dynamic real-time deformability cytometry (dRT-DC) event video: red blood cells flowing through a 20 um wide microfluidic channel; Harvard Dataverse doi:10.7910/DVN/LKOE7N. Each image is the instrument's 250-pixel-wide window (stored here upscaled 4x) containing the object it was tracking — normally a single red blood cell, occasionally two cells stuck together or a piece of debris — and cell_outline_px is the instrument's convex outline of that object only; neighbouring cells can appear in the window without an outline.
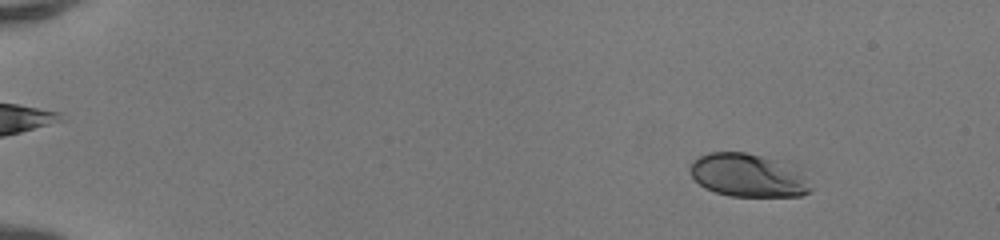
{"species": "human", "species_latin": "Homo sapiens", "temperature_condition": "room temperature", "stored_images_in_passage": 51, "camera_frame_rate_fps": 3000, "um_per_image_px": 0.085, "donor": {"sex": "female"}, "frame": {"image": 1, "passage_image": 7, "time_ms": 2.0, "image_size_px": [1000, 240], "cell_outline_px": [[812, 188], [808, 192], [800, 196], [728, 196], [704, 188], [692, 176], [688, 168], [692, 160], [708, 152], [744, 152], [788, 160], [800, 164], [804, 168]], "centroid_in_image_um": [63.71, 14.87], "position_along_channel_um": 21.3, "area_um2": 31.67}}
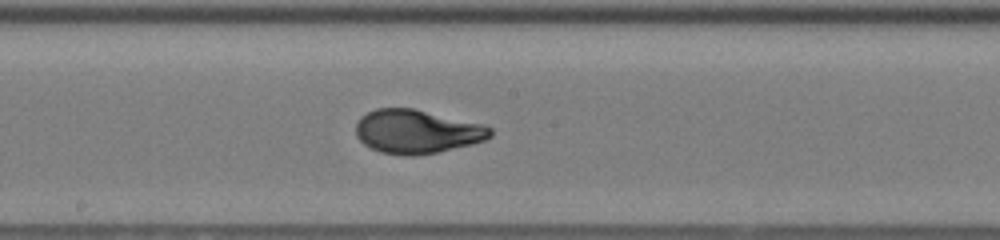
{"frame": {"image": 2, "passage_image": 30, "time_ms": 9.667, "image_size_px": [1000, 240], "cell_outline_px": [[492, 136], [484, 140], [472, 144], [436, 152], [412, 156], [404, 156], [380, 152], [364, 144], [356, 136], [356, 124], [360, 116], [376, 108], [412, 108], [484, 124], [492, 128]], "centroid_in_image_um": [35.43, 11.18], "position_along_channel_um": 212.8, "area_um2": 34.28}}
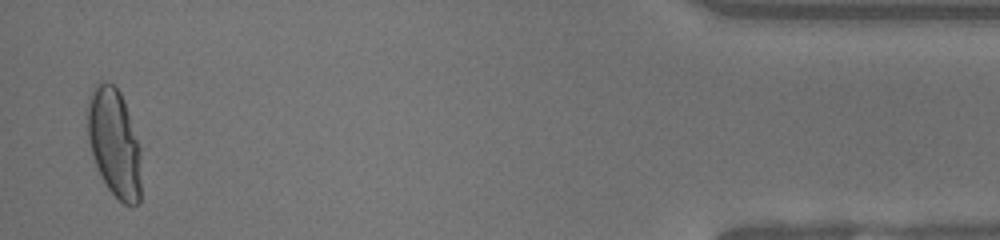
{"frame": {"image": 3, "passage_image": 50, "time_ms": 16.333, "image_size_px": [1000, 240], "cell_outline_px": [[140, 200], [136, 204], [124, 204], [108, 188], [100, 176], [88, 140], [88, 108], [92, 88], [100, 80], [104, 80], [112, 84], [120, 92], [124, 100], [140, 148]], "centroid_in_image_um": [9.71, 12.12], "position_along_channel_um": 425.5, "area_um2": 33.47}, "authors_computed_cell_mechanics": {"area_um2": 33.2928, "velocity_mm_per_s": 4.2087, "shape_relaxation_time_tau1_ms": 4.8709, "shape_relaxation_time_tau2_ms": null, "deformation_change_tau1": 0.2367, "deformation_change_tau2": null}}